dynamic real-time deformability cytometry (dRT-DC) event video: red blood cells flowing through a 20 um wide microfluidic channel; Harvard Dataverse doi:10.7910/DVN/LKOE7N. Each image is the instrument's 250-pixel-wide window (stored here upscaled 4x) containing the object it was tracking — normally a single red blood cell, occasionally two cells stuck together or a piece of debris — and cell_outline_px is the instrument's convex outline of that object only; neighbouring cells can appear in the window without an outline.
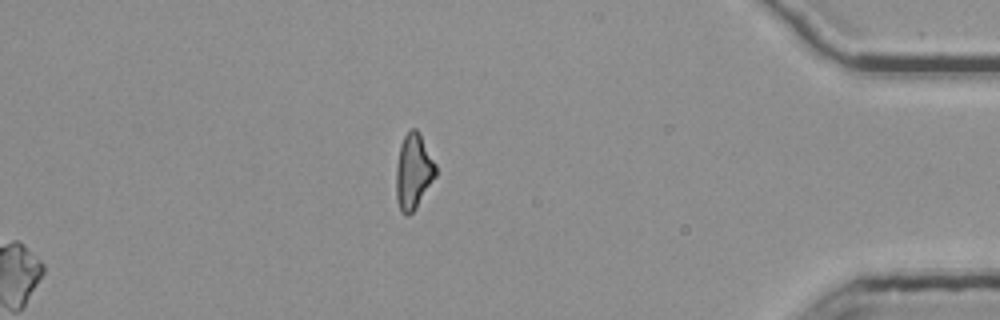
{"species": "common noctule bat (a hibernating species)", "species_latin": "Nyctalus noctula", "temperature_condition": "room temperature", "stored_images_in_passage": 41, "segment_of_instrument_passage": [2, 2], "camera_frame_rate_fps": 3000, "um_per_image_px": 0.085, "animal": {"sex": "female", "body_mass_g": 25.1}, "frame": {"image": 1, "passage_image": 41, "time_ms": 13.333, "image_size_px": [1000, 320], "cell_outline_px": [[436, 176], [416, 208], [408, 216], [404, 216], [400, 212], [396, 196], [396, 168], [400, 144], [404, 136], [412, 128], [416, 128], [420, 132], [436, 164]], "centroid_in_image_um": [35.14, 14.58], "position_along_channel_um": 400.1, "area_um2": 17.57}}